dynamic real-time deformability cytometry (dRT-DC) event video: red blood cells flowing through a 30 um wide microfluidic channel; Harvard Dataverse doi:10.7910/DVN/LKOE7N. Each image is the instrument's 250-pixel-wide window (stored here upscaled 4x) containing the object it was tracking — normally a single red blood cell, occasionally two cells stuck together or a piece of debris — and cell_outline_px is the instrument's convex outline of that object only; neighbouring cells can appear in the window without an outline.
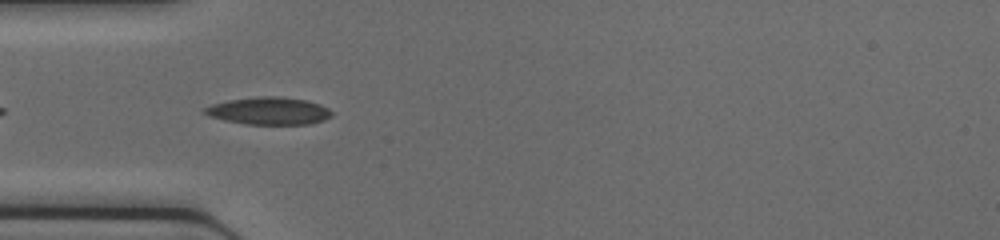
{"species": "common noctule bat (a hibernating species)", "species_latin": "Nyctalus noctula", "temperature_condition": "cold", "stored_images_in_passage": 8, "camera_frame_rate_fps": 3000, "um_per_image_px": 0.085, "animal": {"sex": "female", "body_mass_g": 17.0, "forearm_length_mm": 48.0}, "frame": {"image": 1, "passage_image": 2, "time_ms": 0.333, "image_size_px": [1000, 240], "cell_outline_px": [[332, 116], [324, 120], [308, 124], [244, 124], [224, 120], [208, 116], [200, 112], [204, 108], [212, 104], [228, 100], [256, 96], [280, 96], [304, 100], [320, 104], [328, 108], [332, 112]], "centroid_in_image_um": [22.81, 9.42], "position_along_channel_um": 62.2, "area_um2": 20.46}}